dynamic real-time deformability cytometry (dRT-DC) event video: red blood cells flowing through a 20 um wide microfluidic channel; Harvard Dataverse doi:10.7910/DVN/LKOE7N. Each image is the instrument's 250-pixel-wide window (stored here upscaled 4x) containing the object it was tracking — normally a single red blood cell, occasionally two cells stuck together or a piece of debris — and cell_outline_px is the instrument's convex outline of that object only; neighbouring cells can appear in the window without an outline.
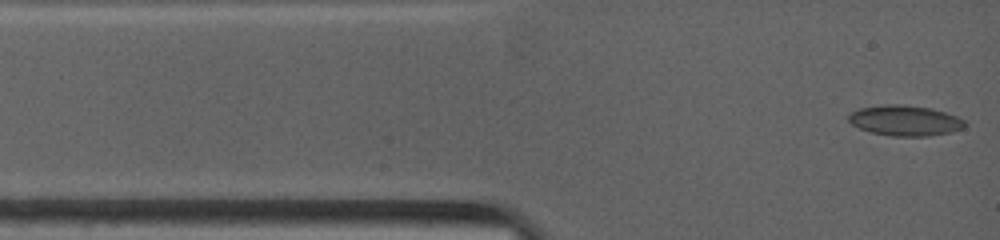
{"species": "common noctule bat (a hibernating species)", "species_latin": "Nyctalus noctula", "temperature_condition": "warm", "stored_images_in_passage": 19, "camera_frame_rate_fps": 4500, "um_per_image_px": 0.085, "animal": {"sex": "female", "body_mass_g": 19.0, "forearm_length_mm": 53.3}, "frame": {"image": 1, "passage_image": 1, "time_ms": 0.0, "image_size_px": [1000, 240], "cell_outline_px": [[968, 124], [964, 128], [948, 132], [928, 136], [892, 136], [872, 132], [860, 128], [852, 124], [848, 120], [848, 116], [852, 112], [860, 108], [888, 104], [904, 104], [932, 108], [956, 116], [964, 120]], "centroid_in_image_um": [76.95, 10.24], "position_along_channel_um": 8.1, "area_um2": 20.52}}
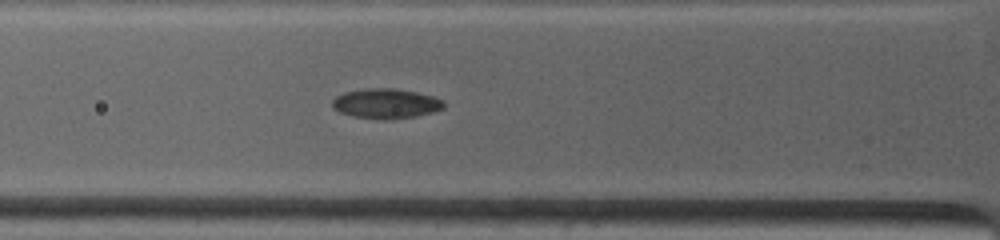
{"frame": {"image": 2, "passage_image": 6, "time_ms": 3.333, "image_size_px": [1000, 240], "cell_outline_px": [[444, 108], [432, 112], [416, 116], [392, 120], [380, 120], [352, 116], [340, 112], [332, 108], [332, 100], [336, 96], [344, 92], [364, 88], [396, 88], [416, 92], [432, 96], [444, 100]], "centroid_in_image_um": [32.78, 8.81], "position_along_channel_um": 93.0, "area_um2": 19.71}}
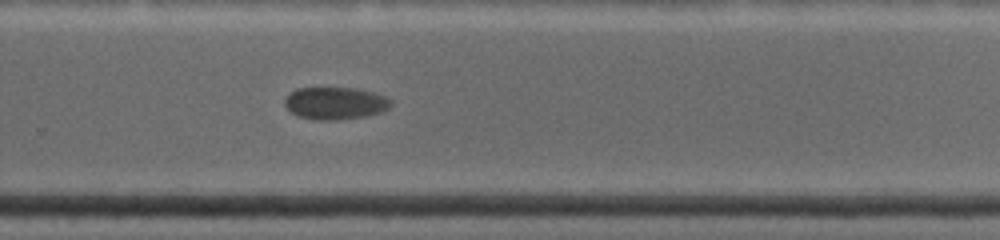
{"frame": {"image": 3, "passage_image": 19, "time_ms": 8.889, "image_size_px": [1000, 240], "cell_outline_px": [[392, 104], [384, 112], [368, 116], [336, 120], [320, 120], [300, 116], [292, 112], [284, 104], [284, 100], [296, 88], [356, 88], [376, 92], [388, 96], [392, 100]], "centroid_in_image_um": [28.59, 8.77], "position_along_channel_um": 301.2, "area_um2": 20.17}}